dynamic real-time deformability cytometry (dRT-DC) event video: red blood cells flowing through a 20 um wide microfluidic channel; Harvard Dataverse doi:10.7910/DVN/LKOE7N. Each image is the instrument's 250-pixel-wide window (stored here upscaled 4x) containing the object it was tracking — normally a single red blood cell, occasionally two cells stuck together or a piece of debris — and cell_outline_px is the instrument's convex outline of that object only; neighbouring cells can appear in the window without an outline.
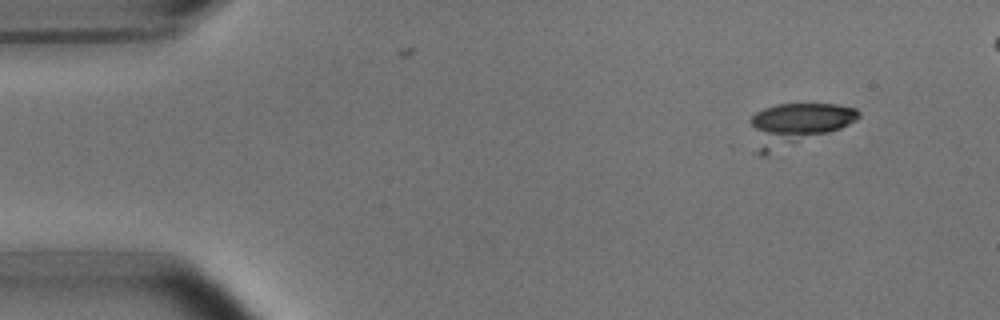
{"species": "common noctule bat (a hibernating species)", "species_latin": "Nyctalus noctula", "temperature_condition": "room temperature", "stored_images_in_passage": 21, "camera_frame_rate_fps": 3000, "um_per_image_px": 0.085, "animal": {"sex": "male", "body_mass_g": 15.6}, "frame": {"image": 1, "passage_image": 1, "time_ms": 0.0, "image_size_px": [1000, 320], "cell_outline_px": [[860, 116], [856, 120], [840, 128], [764, 156], [760, 156], [752, 152], [748, 120], [756, 112], [764, 108], [776, 104], [836, 104], [856, 108], [860, 112]], "centroid_in_image_um": [67.61, 10.59], "position_along_channel_um": 17.4, "area_um2": 27.22}}
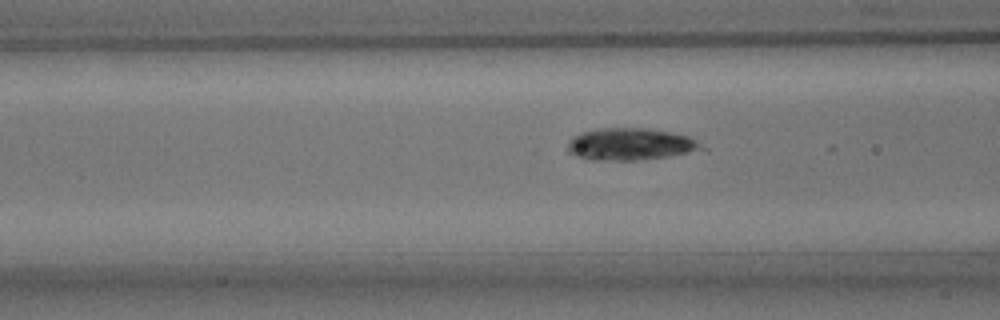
{"frame": {"image": 2, "passage_image": 16, "time_ms": 5.0, "image_size_px": [1000, 320], "cell_outline_px": [[708, 152], [632, 160], [584, 160], [568, 152], [568, 144], [572, 136], [580, 132], [600, 128], [644, 128], [672, 132], [688, 136], [696, 140], [708, 148]], "centroid_in_image_um": [53.67, 12.27], "position_along_channel_um": 112.9, "area_um2": 25.66}}
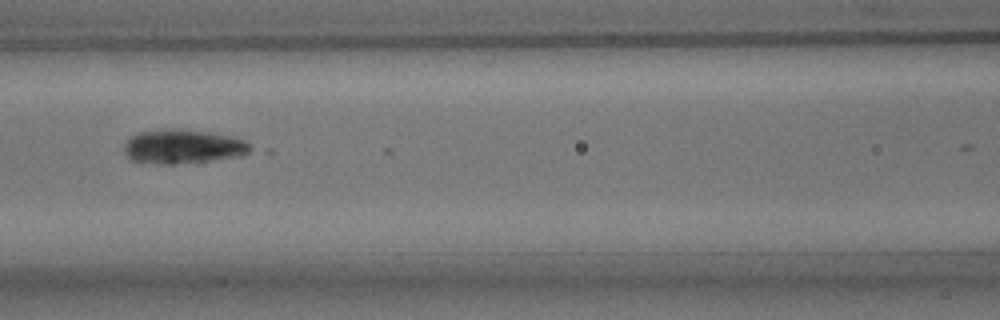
{"frame": {"image": 3, "passage_image": 19, "time_ms": 6.0, "image_size_px": [1000, 320], "cell_outline_px": [[256, 148], [252, 152], [244, 156], [196, 164], [156, 164], [132, 160], [124, 152], [124, 144], [132, 136], [140, 132], [168, 128], [180, 128], [232, 136], [244, 140]], "centroid_in_image_um": [15.66, 12.48], "position_along_channel_um": 150.9, "area_um2": 25.95}}